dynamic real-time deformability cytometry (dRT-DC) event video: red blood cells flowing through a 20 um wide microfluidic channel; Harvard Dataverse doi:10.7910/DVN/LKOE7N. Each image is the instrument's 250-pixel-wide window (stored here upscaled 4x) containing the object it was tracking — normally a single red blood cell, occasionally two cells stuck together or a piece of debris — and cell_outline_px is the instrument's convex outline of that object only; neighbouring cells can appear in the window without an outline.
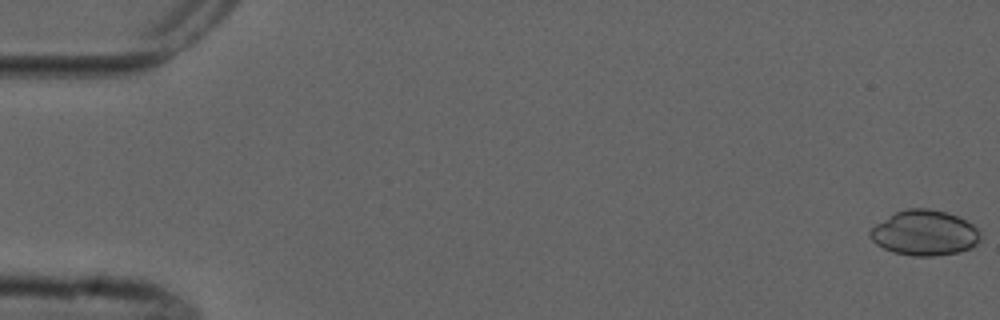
{"species": "common noctule bat (a hibernating species)", "species_latin": "Nyctalus noctula", "temperature_condition": "cold", "stored_images_in_passage": 4, "camera_frame_rate_fps": 3000, "um_per_image_px": 0.085, "animal": {"sex": "male", "forearm_length_mm": 52.5}, "frame": {"image": 1, "passage_image": 1, "time_ms": 0.0, "image_size_px": [1000, 320], "cell_outline_px": [[980, 240], [972, 248], [960, 252], [932, 256], [912, 256], [892, 252], [876, 244], [868, 236], [868, 232], [876, 224], [888, 216], [896, 212], [908, 208], [928, 208], [944, 212], [956, 216], [972, 224], [980, 232]], "centroid_in_image_um": [78.57, 19.81], "position_along_channel_um": 6.4, "area_um2": 29.07}}